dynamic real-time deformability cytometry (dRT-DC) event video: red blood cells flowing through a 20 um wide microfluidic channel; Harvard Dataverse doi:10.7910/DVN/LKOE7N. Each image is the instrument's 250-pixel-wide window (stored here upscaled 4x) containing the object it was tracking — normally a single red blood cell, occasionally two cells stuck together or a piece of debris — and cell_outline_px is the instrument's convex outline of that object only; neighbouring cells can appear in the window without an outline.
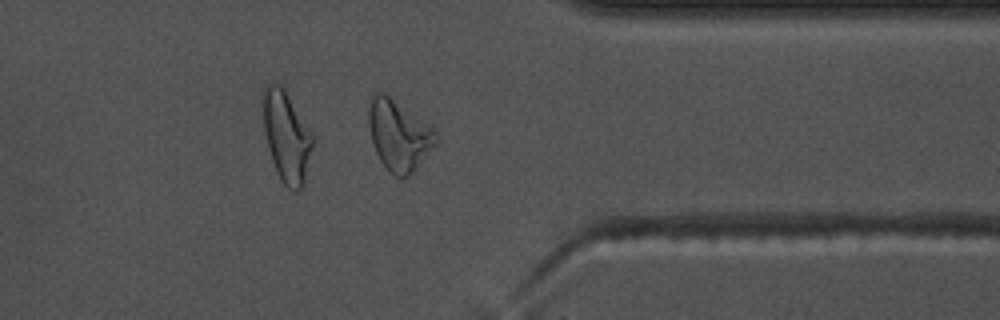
{"species": "common noctule bat (a hibernating species)", "species_latin": "Nyctalus noctula", "temperature_condition": "warm", "stored_images_in_passage": 49, "camera_frame_rate_fps": 3000, "um_per_image_px": 0.085, "animal": {"sex": "male", "body_mass_g": 17.5, "forearm_length_mm": 52.3}, "frame": {"image": 1, "passage_image": 42, "time_ms": 13.667, "image_size_px": [1000, 320], "cell_outline_px": [[436, 144], [420, 164], [408, 176], [392, 176], [388, 172], [380, 160], [372, 144], [368, 124], [368, 112], [372, 96], [376, 92], [384, 92], [432, 128], [436, 132]], "centroid_in_image_um": [33.86, 11.52], "position_along_channel_um": 377.5, "area_um2": 27.22}, "authors_computed_cell_mechanics": {"area_um2": 24.3916, "velocity_mm_per_s": 3.7328, "shape_relaxation_time_tau1_ms": 9.1144, "shape_relaxation_time_tau2_ms": 2.7494, "deformation_change_tau1": 0.314, "deformation_change_tau2": 0.107}}